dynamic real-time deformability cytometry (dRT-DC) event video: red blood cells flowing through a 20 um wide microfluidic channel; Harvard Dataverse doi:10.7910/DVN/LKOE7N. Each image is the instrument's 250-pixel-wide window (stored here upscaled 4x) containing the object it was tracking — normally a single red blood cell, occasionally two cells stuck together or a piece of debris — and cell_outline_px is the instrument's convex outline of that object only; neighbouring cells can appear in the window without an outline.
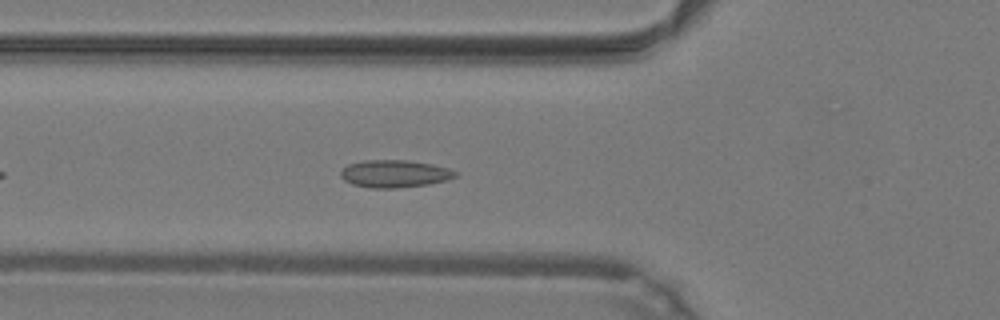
{"species": "common noctule bat (a hibernating species)", "species_latin": "Nyctalus noctula", "temperature_condition": "warm", "stored_images_in_passage": 29, "camera_frame_rate_fps": 3000, "um_per_image_px": 0.085, "animal": {"sex": "male", "body_mass_g": 19.2, "forearm_length_mm": 51.8}, "frame": {"image": 1, "passage_image": 7, "time_ms": 2.0, "image_size_px": [1000, 320], "cell_outline_px": [[456, 176], [448, 180], [428, 184], [396, 188], [372, 188], [352, 184], [344, 180], [340, 176], [340, 172], [348, 164], [364, 160], [408, 160], [432, 164], [448, 168], [456, 172]], "centroid_in_image_um": [33.53, 14.76], "position_along_channel_um": 92.3, "area_um2": 18.32}}
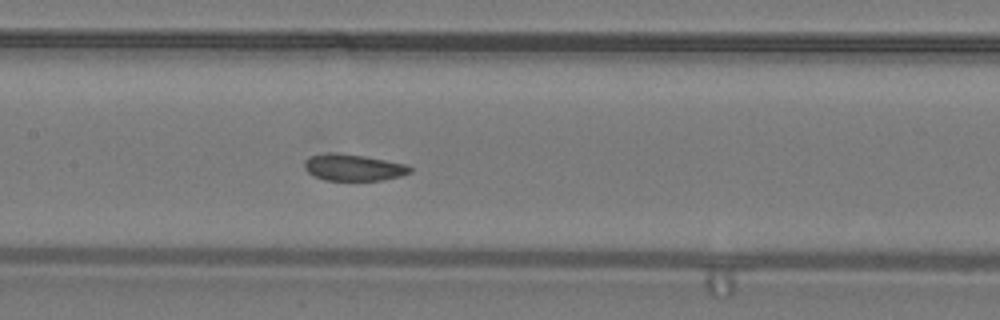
{"frame": {"image": 2, "passage_image": 13, "time_ms": 4.0, "image_size_px": [1000, 320], "cell_outline_px": [[412, 172], [400, 176], [380, 180], [324, 180], [308, 172], [304, 168], [304, 160], [308, 156], [324, 152], [336, 152], [364, 156], [408, 164], [412, 168]], "centroid_in_image_um": [30.02, 14.21], "position_along_channel_um": 177.4, "area_um2": 16.53}}
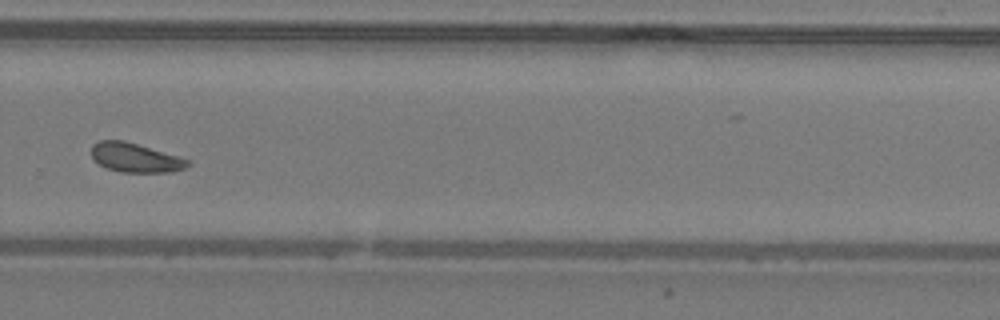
{"frame": {"image": 3, "passage_image": 23, "time_ms": 7.333, "image_size_px": [1000, 320], "cell_outline_px": [[192, 164], [188, 168], [172, 172], [120, 172], [108, 168], [92, 160], [92, 144], [100, 140], [124, 140], [176, 156], [188, 160]], "centroid_in_image_um": [11.49, 13.41], "position_along_channel_um": 318.3, "area_um2": 16.3}, "authors_computed_cell_mechanics": {"area_um2": 17.2244, "velocity_mm_per_s": 4.2427, "shape_relaxation_time_tau1_ms": 5.642, "shape_relaxation_time_tau2_ms": 0.8671, "deformation_change_tau1": 0.1301, "deformation_change_tau2": 0.067}}